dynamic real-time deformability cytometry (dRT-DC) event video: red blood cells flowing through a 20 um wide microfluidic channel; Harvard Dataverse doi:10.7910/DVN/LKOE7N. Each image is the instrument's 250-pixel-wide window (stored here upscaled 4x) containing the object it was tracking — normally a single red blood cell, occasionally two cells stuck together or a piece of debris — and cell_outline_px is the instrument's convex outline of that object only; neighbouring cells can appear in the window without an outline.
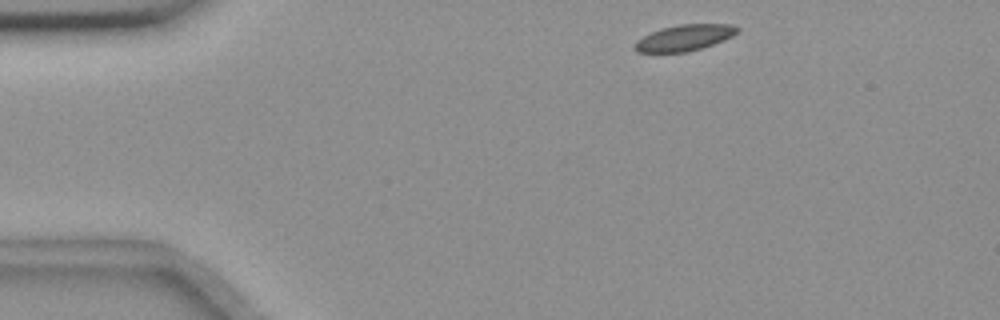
{"species": "common noctule bat (a hibernating species)", "species_latin": "Nyctalus noctula", "temperature_condition": "room temperature", "stored_images_in_passage": 48, "camera_frame_rate_fps": 3000, "um_per_image_px": 0.085, "animal": {"sex": "female", "body_mass_g": 18.4}, "frame": {"image": 1, "passage_image": 1, "time_ms": 0.0, "image_size_px": [1000, 320], "cell_outline_px": [[740, 28], [732, 36], [724, 40], [688, 52], [636, 52], [636, 40], [660, 28], [680, 24], [732, 24]], "centroid_in_image_um": [58.19, 3.2], "position_along_channel_um": 26.8, "area_um2": 15.37}}
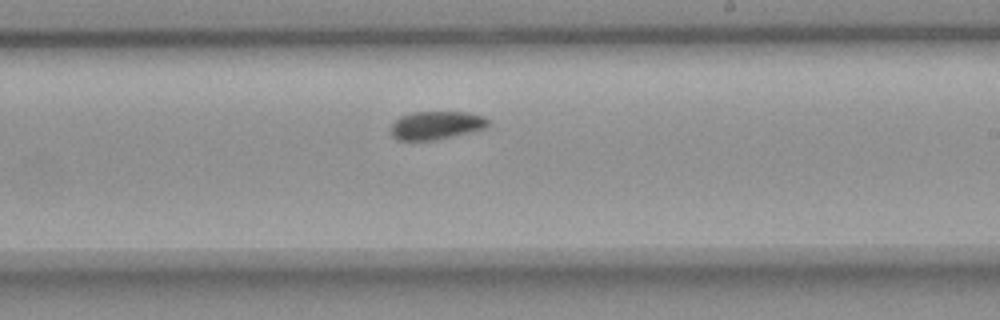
{"frame": {"image": 2, "passage_image": 25, "time_ms": 8.0, "image_size_px": [1000, 320], "cell_outline_px": [[492, 124], [484, 128], [432, 140], [396, 140], [392, 136], [392, 124], [400, 116], [412, 112], [468, 112], [484, 116]], "centroid_in_image_um": [37.07, 10.63], "position_along_channel_um": 251.9, "area_um2": 15.78}}
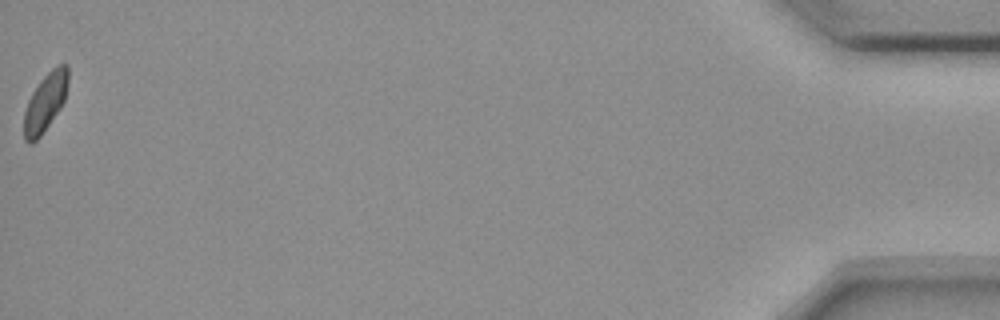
{"frame": {"image": 3, "passage_image": 48, "time_ms": 15.667, "image_size_px": [1000, 320], "cell_outline_px": [[68, 84], [64, 100], [60, 108], [40, 136], [32, 144], [28, 144], [24, 140], [24, 112], [28, 100], [32, 92], [40, 80], [56, 64], [68, 64]], "centroid_in_image_um": [3.84, 8.68], "position_along_channel_um": 431.4, "area_um2": 14.97}, "authors_computed_cell_mechanics": {"area_um2": 16.0684, "velocity_mm_per_s": 3.6204, "shape_relaxation_time_tau1_ms": null, "shape_relaxation_time_tau2_ms": 3.159, "deformation_change_tau1": null, "deformation_change_tau2": 0.0613}}